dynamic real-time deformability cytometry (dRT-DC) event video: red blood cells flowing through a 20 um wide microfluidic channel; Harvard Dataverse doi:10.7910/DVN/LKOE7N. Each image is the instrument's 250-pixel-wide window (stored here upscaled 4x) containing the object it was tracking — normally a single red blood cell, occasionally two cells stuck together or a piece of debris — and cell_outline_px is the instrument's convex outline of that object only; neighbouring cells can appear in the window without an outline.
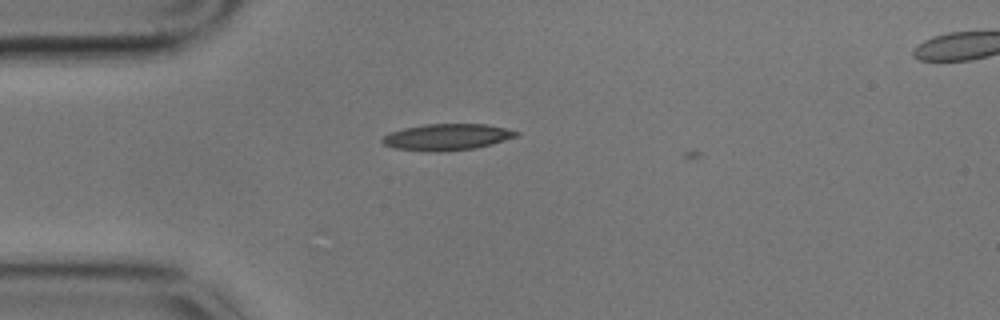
{"species": "common noctule bat (a hibernating species)", "species_latin": "Nyctalus noctula", "temperature_condition": "cold", "stored_images_in_passage": 12, "camera_frame_rate_fps": 3000, "um_per_image_px": 0.085, "animal": {"sex": "male", "body_mass_g": 17.9}, "frame": {"image": 1, "passage_image": 11, "time_ms": 3.333, "image_size_px": [1000, 320], "cell_outline_px": [[520, 132], [516, 136], [492, 144], [476, 148], [444, 152], [428, 152], [392, 148], [384, 144], [380, 140], [380, 136], [388, 132], [404, 128], [424, 124], [488, 124], [508, 128]], "centroid_in_image_um": [37.94, 11.65], "position_along_channel_um": 47.1, "area_um2": 21.04}}